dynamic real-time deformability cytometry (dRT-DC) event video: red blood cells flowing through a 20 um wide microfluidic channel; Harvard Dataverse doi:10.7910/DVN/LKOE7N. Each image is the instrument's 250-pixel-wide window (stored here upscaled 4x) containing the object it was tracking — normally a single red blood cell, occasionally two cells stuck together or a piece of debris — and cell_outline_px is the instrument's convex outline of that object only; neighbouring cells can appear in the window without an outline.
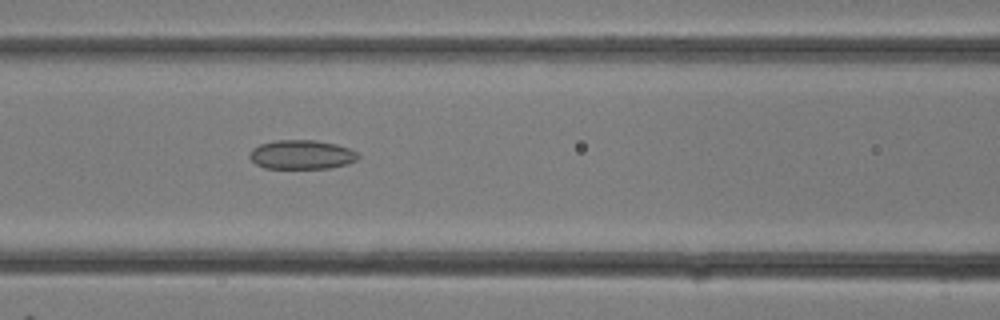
{"species": "common noctule bat (a hibernating species)", "species_latin": "Nyctalus noctula", "temperature_condition": "room temperature", "stored_images_in_passage": 12, "camera_frame_rate_fps": 3000, "um_per_image_px": 0.085, "animal": {"sex": "female"}, "frame": {"image": 1, "passage_image": 12, "time_ms": 3.667, "image_size_px": [1000, 320], "cell_outline_px": [[360, 156], [356, 160], [348, 164], [328, 168], [264, 168], [256, 164], [248, 156], [252, 148], [260, 144], [276, 140], [316, 140], [336, 144], [348, 148], [356, 152]], "centroid_in_image_um": [25.63, 13.14], "position_along_channel_um": 141.0, "area_um2": 18.44}}